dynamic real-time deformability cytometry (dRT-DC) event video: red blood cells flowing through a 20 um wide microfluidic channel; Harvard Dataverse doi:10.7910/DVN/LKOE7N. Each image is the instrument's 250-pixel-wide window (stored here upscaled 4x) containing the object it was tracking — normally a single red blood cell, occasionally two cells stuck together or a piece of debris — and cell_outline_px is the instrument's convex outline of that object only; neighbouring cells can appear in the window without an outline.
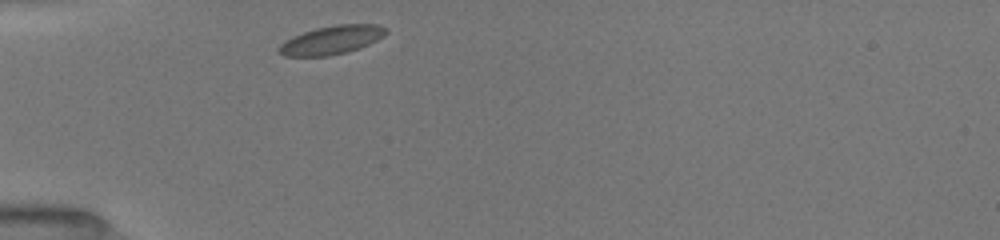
{"species": "common noctule bat (a hibernating species)", "species_latin": "Nyctalus noctula", "temperature_condition": "room temperature", "stored_images_in_passage": 31, "camera_frame_rate_fps": 3000, "um_per_image_px": 0.085, "animal": {"sex": "female", "body_mass_g": 19.5, "forearm_length_mm": 54.1}, "frame": {"image": 1, "passage_image": 1, "time_ms": 0.0, "image_size_px": [1000, 240], "cell_outline_px": [[388, 32], [384, 36], [360, 48], [348, 52], [328, 56], [284, 56], [276, 52], [276, 48], [284, 40], [292, 36], [316, 28], [336, 24], [380, 24], [388, 28]], "centroid_in_image_um": [28.17, 3.4], "position_along_channel_um": 56.8, "area_um2": 18.15}}
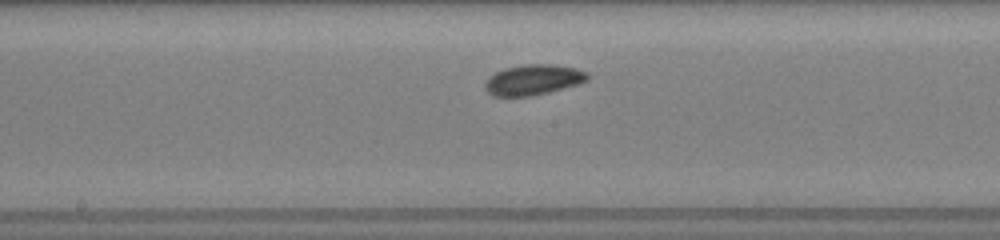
{"frame": {"image": 2, "passage_image": 13, "time_ms": 4.0, "image_size_px": [1000, 240], "cell_outline_px": [[588, 80], [576, 84], [548, 92], [532, 96], [492, 96], [484, 88], [484, 84], [496, 72], [504, 68], [524, 64], [552, 64], [576, 68], [588, 72]], "centroid_in_image_um": [45.32, 6.77], "position_along_channel_um": 202.9, "area_um2": 18.03}}
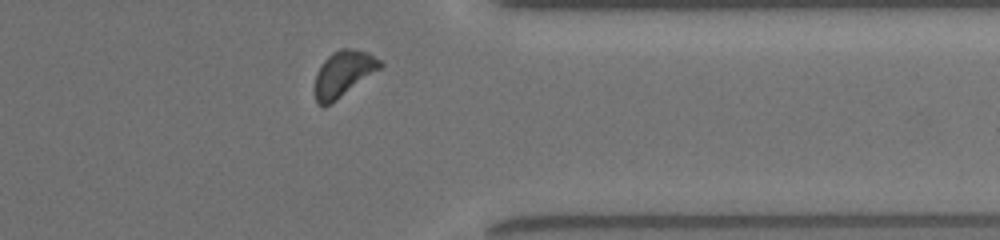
{"frame": {"image": 3, "passage_image": 27, "time_ms": 8.667, "image_size_px": [1000, 240], "cell_outline_px": [[384, 64], [380, 68], [336, 100], [324, 108], [316, 100], [316, 72], [320, 64], [332, 52], [340, 48], [352, 48], [368, 52], [380, 60]], "centroid_in_image_um": [29.18, 6.23], "position_along_channel_um": 382.2, "area_um2": 17.17}, "authors_computed_cell_mechanics": {"area_um2": 17.34, "velocity_mm_per_s": 3.9466, "shape_relaxation_time_tau1_ms": 1.597, "shape_relaxation_time_tau2_ms": 7.3864, "deformation_change_tau1": 0.0624, "deformation_change_tau2": 0.0963}}